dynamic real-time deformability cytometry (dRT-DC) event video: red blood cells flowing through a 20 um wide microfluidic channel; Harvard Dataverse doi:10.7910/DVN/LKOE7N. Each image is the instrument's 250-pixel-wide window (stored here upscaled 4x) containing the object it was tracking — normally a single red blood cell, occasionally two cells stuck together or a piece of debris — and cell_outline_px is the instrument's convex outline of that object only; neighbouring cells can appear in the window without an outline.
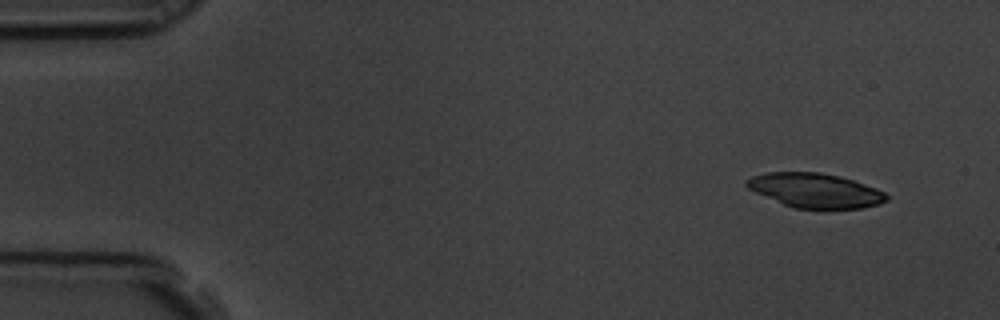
{"species": "common noctule bat (a hibernating species)", "species_latin": "Nyctalus noctula", "temperature_condition": "room temperature", "stored_images_in_passage": 9, "camera_frame_rate_fps": 3000, "um_per_image_px": 0.085, "animal": {"sex": "male", "body_mass_g": 19.5, "forearm_length_mm": 54.6}, "frame": {"image": 1, "passage_image": 1, "time_ms": 0.0, "image_size_px": [1000, 320], "cell_outline_px": [[888, 200], [880, 204], [860, 208], [796, 208], [784, 204], [756, 192], [748, 188], [744, 184], [744, 180], [752, 176], [768, 172], [820, 172], [840, 176], [876, 188], [884, 192], [888, 196]], "centroid_in_image_um": [69.29, 16.17], "position_along_channel_um": 15.7, "area_um2": 27.8}}